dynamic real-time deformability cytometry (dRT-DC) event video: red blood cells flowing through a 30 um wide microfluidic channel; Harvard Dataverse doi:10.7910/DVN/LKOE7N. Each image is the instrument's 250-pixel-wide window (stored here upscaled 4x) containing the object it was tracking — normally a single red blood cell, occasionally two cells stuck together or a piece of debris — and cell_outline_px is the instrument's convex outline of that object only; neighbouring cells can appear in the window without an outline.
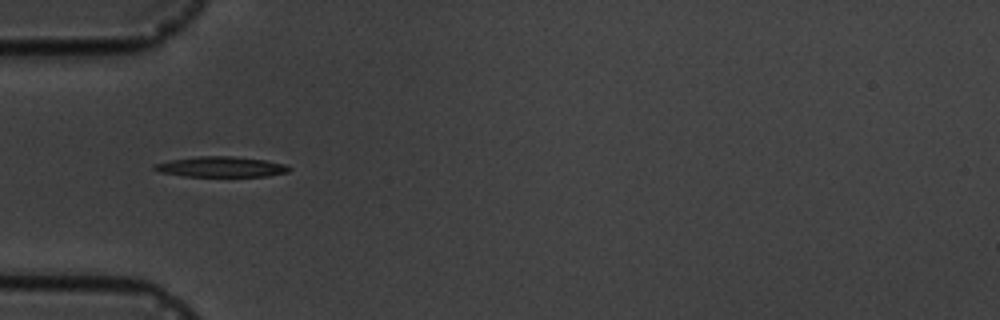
{"species": "common noctule bat (a hibernating species)", "species_latin": "Nyctalus noctula", "temperature_condition": "cold", "stored_images_in_passage": 4, "camera_frame_rate_fps": 3000, "um_per_image_px": 0.085, "animal": {"sex": "male", "body_mass_g": 19.5, "forearm_length_mm": 54.6}, "frame": {"image": 1, "passage_image": 3, "time_ms": 2.333, "image_size_px": [1000, 320], "cell_outline_px": [[292, 168], [288, 172], [268, 176], [184, 176], [160, 172], [152, 168], [152, 164], [168, 160], [196, 156], [232, 156], [264, 160], [288, 164]], "centroid_in_image_um": [18.78, 14.17], "position_along_channel_um": 66.2, "area_um2": 16.18}}
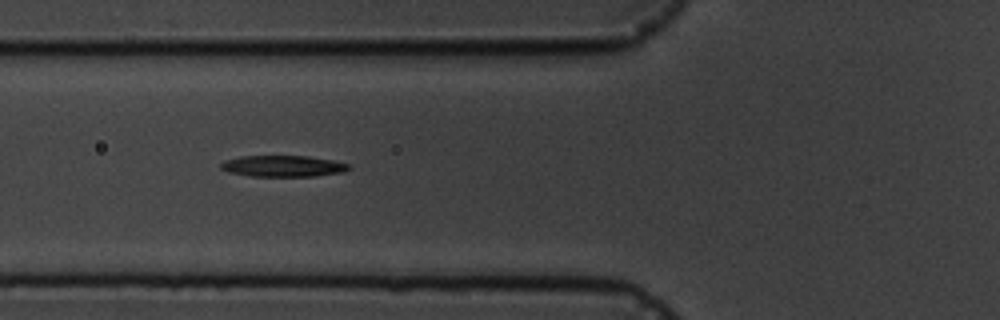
{"frame": {"image": 2, "passage_image": 4, "time_ms": 3.333, "image_size_px": [1000, 320], "cell_outline_px": [[352, 168], [344, 172], [316, 176], [252, 176], [228, 172], [220, 168], [220, 164], [224, 160], [240, 156], [308, 156], [332, 160], [348, 164]], "centroid_in_image_um": [24.05, 14.12], "position_along_channel_um": 101.7, "area_um2": 15.9}}